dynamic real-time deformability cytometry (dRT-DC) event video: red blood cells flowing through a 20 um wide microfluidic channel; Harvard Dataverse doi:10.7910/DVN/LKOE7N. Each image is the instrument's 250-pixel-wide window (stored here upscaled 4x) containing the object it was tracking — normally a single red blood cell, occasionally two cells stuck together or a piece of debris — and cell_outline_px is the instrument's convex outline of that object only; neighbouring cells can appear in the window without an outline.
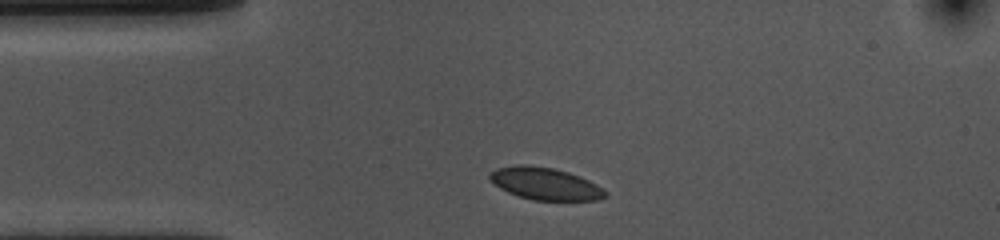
{"species": "common noctule bat (a hibernating species)", "species_latin": "Nyctalus noctula", "temperature_condition": "cold", "stored_images_in_passage": 32, "camera_frame_rate_fps": 3000, "um_per_image_px": 0.085, "animal": {"sex": "female", "body_mass_g": 10.0, "forearm_length_mm": 53.1}, "frame": {"image": 1, "passage_image": 1, "time_ms": 0.0, "image_size_px": [1000, 240], "cell_outline_px": [[608, 196], [596, 200], [532, 200], [508, 192], [500, 188], [488, 176], [496, 168], [516, 164], [528, 164], [552, 168], [568, 172], [580, 176], [596, 184], [608, 192]], "centroid_in_image_um": [46.36, 15.61], "position_along_channel_um": 38.6, "area_um2": 21.62}}
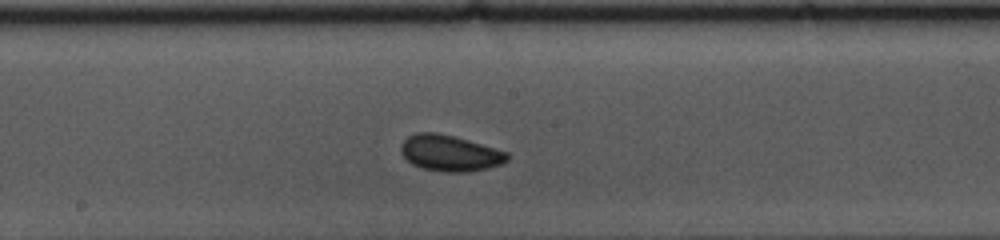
{"frame": {"image": 2, "passage_image": 17, "time_ms": 5.333, "image_size_px": [1000, 240], "cell_outline_px": [[508, 160], [500, 164], [488, 168], [468, 172], [444, 172], [424, 168], [412, 164], [400, 152], [400, 144], [408, 136], [416, 132], [436, 132], [452, 136], [508, 152]], "centroid_in_image_um": [38.21, 13.02], "position_along_channel_um": 210.0, "area_um2": 22.14}}
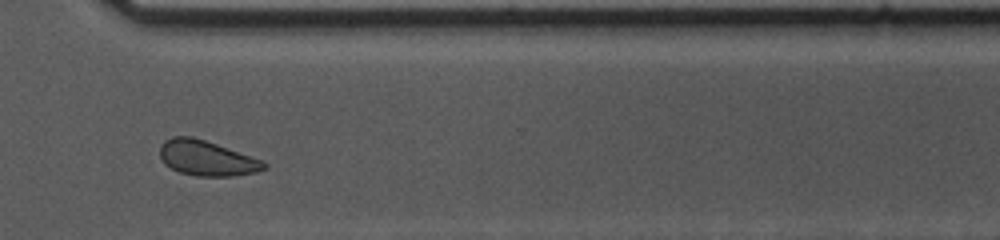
{"frame": {"image": 3, "passage_image": 29, "time_ms": 9.333, "image_size_px": [1000, 240], "cell_outline_px": [[268, 168], [256, 172], [232, 176], [196, 176], [180, 172], [164, 164], [160, 156], [160, 144], [164, 140], [172, 136], [192, 136], [264, 160], [268, 164]], "centroid_in_image_um": [17.58, 13.44], "position_along_channel_um": 353.0, "area_um2": 21.44}, "authors_computed_cell_mechanics": {"area_um2": 21.4149, "velocity_mm_per_s": 3.5749, "shape_relaxation_time_tau1_ms": 10.7364, "shape_relaxation_time_tau2_ms": null, "deformation_change_tau1": 0.1547, "deformation_change_tau2": null}}